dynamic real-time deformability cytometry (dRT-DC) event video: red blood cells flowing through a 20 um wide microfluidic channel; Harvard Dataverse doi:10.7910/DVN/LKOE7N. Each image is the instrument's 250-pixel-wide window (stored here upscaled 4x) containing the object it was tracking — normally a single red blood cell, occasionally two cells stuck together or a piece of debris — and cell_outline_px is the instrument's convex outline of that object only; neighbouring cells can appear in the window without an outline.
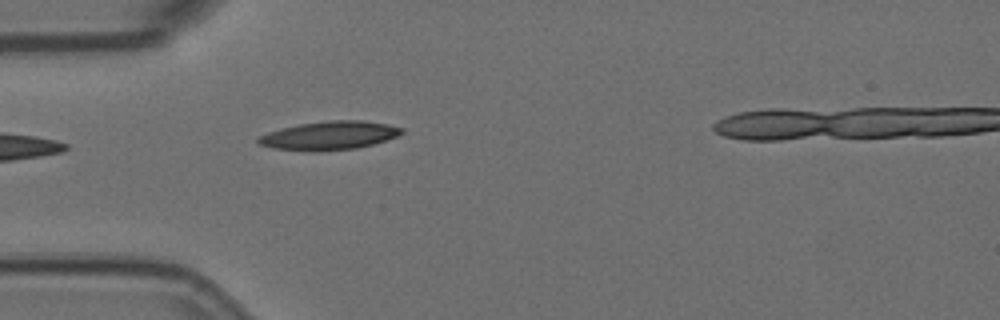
{"species": "Egyptian fruit bat (a non-hibernating species)", "species_latin": "Rousettus aegyptiacus", "temperature_condition": "room temperature", "stored_images_in_passage": 6, "camera_frame_rate_fps": 3000, "um_per_image_px": 0.085, "animal": {"sex": "female"}, "frame": {"image": 1, "passage_image": 5, "time_ms": 1.333, "image_size_px": [1000, 320], "cell_outline_px": [[404, 132], [396, 136], [372, 144], [356, 148], [316, 152], [312, 152], [272, 148], [260, 144], [256, 140], [260, 136], [268, 132], [280, 128], [300, 124], [328, 120], [360, 120], [388, 124], [404, 128]], "centroid_in_image_um": [27.97, 11.52], "position_along_channel_um": 57.0, "area_um2": 23.87}}